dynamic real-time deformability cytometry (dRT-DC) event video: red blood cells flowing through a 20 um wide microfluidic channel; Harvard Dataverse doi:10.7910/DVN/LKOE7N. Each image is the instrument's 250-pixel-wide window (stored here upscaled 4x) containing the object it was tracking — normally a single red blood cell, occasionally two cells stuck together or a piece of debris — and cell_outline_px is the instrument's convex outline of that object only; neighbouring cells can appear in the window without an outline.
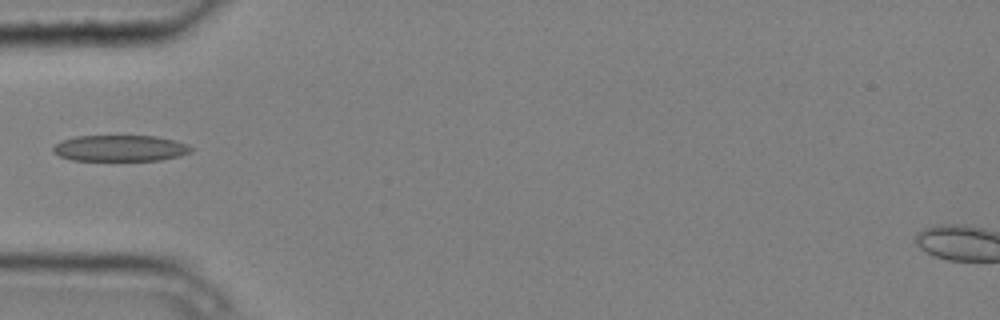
{"species": "common noctule bat (a hibernating species)", "species_latin": "Nyctalus noctula", "temperature_condition": "cold", "stored_images_in_passage": 3, "camera_frame_rate_fps": 3000, "um_per_image_px": 0.085, "animal": {"sex": "male", "body_mass_g": 20.4}, "frame": {"image": 1, "passage_image": 2, "time_ms": 0.333, "image_size_px": [1000, 320], "cell_outline_px": [[192, 152], [180, 156], [160, 160], [72, 160], [60, 156], [52, 152], [52, 148], [60, 140], [76, 136], [156, 136], [188, 144], [192, 148]], "centroid_in_image_um": [10.2, 12.6], "position_along_channel_um": 74.8, "area_um2": 21.04}}
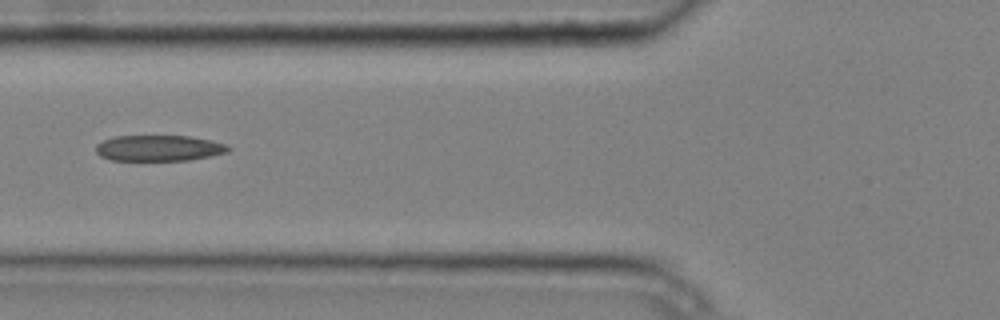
{"frame": {"image": 2, "passage_image": 3, "time_ms": 0.667, "image_size_px": [1000, 320], "cell_outline_px": [[232, 148], [228, 152], [188, 160], [112, 160], [100, 156], [96, 152], [96, 144], [112, 136], [188, 136], [228, 144]], "centroid_in_image_um": [13.49, 12.58], "position_along_channel_um": 112.3, "area_um2": 19.88}}